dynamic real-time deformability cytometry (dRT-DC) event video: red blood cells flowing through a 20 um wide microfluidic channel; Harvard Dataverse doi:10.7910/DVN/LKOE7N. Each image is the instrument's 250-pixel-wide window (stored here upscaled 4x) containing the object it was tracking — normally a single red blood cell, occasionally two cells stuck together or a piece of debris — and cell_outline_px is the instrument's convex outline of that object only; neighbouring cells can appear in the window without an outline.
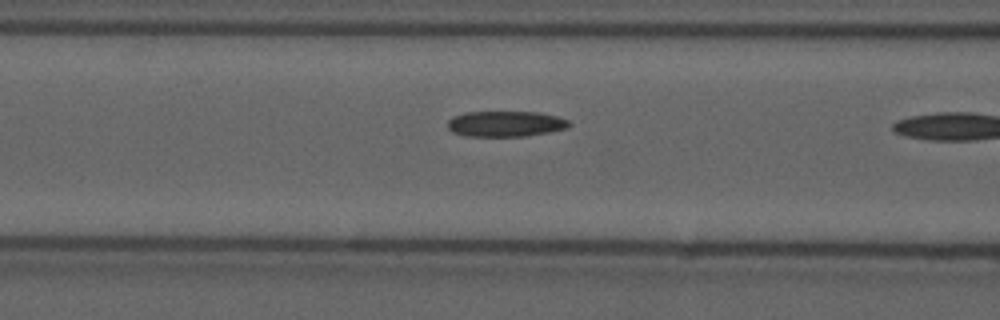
{"species": "common noctule bat (a hibernating species)", "species_latin": "Nyctalus noctula", "temperature_condition": "cold", "stored_images_in_passage": 20, "camera_frame_rate_fps": 3000, "um_per_image_px": 0.085, "animal": {"sex": "male", "forearm_length_mm": 52.5}, "frame": {"image": 1, "passage_image": 19, "time_ms": 6.0, "image_size_px": [1000, 320], "cell_outline_px": [[572, 124], [568, 128], [548, 132], [524, 136], [464, 136], [452, 132], [448, 128], [448, 120], [452, 116], [464, 112], [536, 112], [556, 116], [568, 120]], "centroid_in_image_um": [42.94, 10.52], "position_along_channel_um": 123.7, "area_um2": 18.21}}